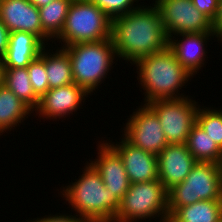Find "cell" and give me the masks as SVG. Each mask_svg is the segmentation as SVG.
<instances>
[{
	"mask_svg": "<svg viewBox=\"0 0 222 222\" xmlns=\"http://www.w3.org/2000/svg\"><path fill=\"white\" fill-rule=\"evenodd\" d=\"M144 4L147 3L143 1L137 9L112 19L113 46L119 62H127L126 66L168 47L159 10L153 3Z\"/></svg>",
	"mask_w": 222,
	"mask_h": 222,
	"instance_id": "obj_1",
	"label": "cell"
},
{
	"mask_svg": "<svg viewBox=\"0 0 222 222\" xmlns=\"http://www.w3.org/2000/svg\"><path fill=\"white\" fill-rule=\"evenodd\" d=\"M81 168L80 176L60 187V197L85 222H113L120 203L105 187L100 173L88 162ZM82 173V174H81Z\"/></svg>",
	"mask_w": 222,
	"mask_h": 222,
	"instance_id": "obj_2",
	"label": "cell"
},
{
	"mask_svg": "<svg viewBox=\"0 0 222 222\" xmlns=\"http://www.w3.org/2000/svg\"><path fill=\"white\" fill-rule=\"evenodd\" d=\"M132 65L136 67V78L139 88L141 87L139 90L144 95V101L141 103L148 104L159 99H179L189 96L182 92L184 91L182 88H186L194 76L177 61L169 47L140 57Z\"/></svg>",
	"mask_w": 222,
	"mask_h": 222,
	"instance_id": "obj_3",
	"label": "cell"
},
{
	"mask_svg": "<svg viewBox=\"0 0 222 222\" xmlns=\"http://www.w3.org/2000/svg\"><path fill=\"white\" fill-rule=\"evenodd\" d=\"M63 48L72 64L74 83L83 87L91 97L101 88L102 83H106L104 81L109 78L111 69L118 65L119 59L111 38L98 42L75 43Z\"/></svg>",
	"mask_w": 222,
	"mask_h": 222,
	"instance_id": "obj_4",
	"label": "cell"
},
{
	"mask_svg": "<svg viewBox=\"0 0 222 222\" xmlns=\"http://www.w3.org/2000/svg\"><path fill=\"white\" fill-rule=\"evenodd\" d=\"M112 19L90 0H73L61 34L53 41L64 47L111 38ZM59 42V44H56ZM61 43V44H60Z\"/></svg>",
	"mask_w": 222,
	"mask_h": 222,
	"instance_id": "obj_5",
	"label": "cell"
},
{
	"mask_svg": "<svg viewBox=\"0 0 222 222\" xmlns=\"http://www.w3.org/2000/svg\"><path fill=\"white\" fill-rule=\"evenodd\" d=\"M152 219L168 222L167 189L159 179L130 184L113 222H153Z\"/></svg>",
	"mask_w": 222,
	"mask_h": 222,
	"instance_id": "obj_6",
	"label": "cell"
},
{
	"mask_svg": "<svg viewBox=\"0 0 222 222\" xmlns=\"http://www.w3.org/2000/svg\"><path fill=\"white\" fill-rule=\"evenodd\" d=\"M169 217L179 208L200 200H222V168L213 162H200L183 182L167 190Z\"/></svg>",
	"mask_w": 222,
	"mask_h": 222,
	"instance_id": "obj_7",
	"label": "cell"
},
{
	"mask_svg": "<svg viewBox=\"0 0 222 222\" xmlns=\"http://www.w3.org/2000/svg\"><path fill=\"white\" fill-rule=\"evenodd\" d=\"M193 95L179 99H159L148 103L156 112L168 144H184L196 123L200 104Z\"/></svg>",
	"mask_w": 222,
	"mask_h": 222,
	"instance_id": "obj_8",
	"label": "cell"
},
{
	"mask_svg": "<svg viewBox=\"0 0 222 222\" xmlns=\"http://www.w3.org/2000/svg\"><path fill=\"white\" fill-rule=\"evenodd\" d=\"M136 107L123 123L120 135L134 146L157 156L168 145L159 117L148 104L141 103Z\"/></svg>",
	"mask_w": 222,
	"mask_h": 222,
	"instance_id": "obj_9",
	"label": "cell"
},
{
	"mask_svg": "<svg viewBox=\"0 0 222 222\" xmlns=\"http://www.w3.org/2000/svg\"><path fill=\"white\" fill-rule=\"evenodd\" d=\"M159 10L168 36L179 33L213 32L212 22L192 3V0H153Z\"/></svg>",
	"mask_w": 222,
	"mask_h": 222,
	"instance_id": "obj_10",
	"label": "cell"
},
{
	"mask_svg": "<svg viewBox=\"0 0 222 222\" xmlns=\"http://www.w3.org/2000/svg\"><path fill=\"white\" fill-rule=\"evenodd\" d=\"M89 95L83 87L75 83L49 89L40 97L33 117L50 121L53 119L55 122L61 119L63 122L67 117L76 115L78 109H83L81 106L86 105L84 102L90 98Z\"/></svg>",
	"mask_w": 222,
	"mask_h": 222,
	"instance_id": "obj_11",
	"label": "cell"
},
{
	"mask_svg": "<svg viewBox=\"0 0 222 222\" xmlns=\"http://www.w3.org/2000/svg\"><path fill=\"white\" fill-rule=\"evenodd\" d=\"M214 38L217 39L214 32L179 33L169 37L168 47L177 61L196 78L195 75L203 67L206 68V61L209 60L208 42Z\"/></svg>",
	"mask_w": 222,
	"mask_h": 222,
	"instance_id": "obj_12",
	"label": "cell"
},
{
	"mask_svg": "<svg viewBox=\"0 0 222 222\" xmlns=\"http://www.w3.org/2000/svg\"><path fill=\"white\" fill-rule=\"evenodd\" d=\"M101 137L96 145L95 159L89 158V162L100 173L106 188L113 193V196L120 203L125 193L128 191L130 181L126 173L124 163L119 154Z\"/></svg>",
	"mask_w": 222,
	"mask_h": 222,
	"instance_id": "obj_13",
	"label": "cell"
},
{
	"mask_svg": "<svg viewBox=\"0 0 222 222\" xmlns=\"http://www.w3.org/2000/svg\"><path fill=\"white\" fill-rule=\"evenodd\" d=\"M0 20L10 33H32L45 45L53 44V40L43 31L39 8L29 0H0Z\"/></svg>",
	"mask_w": 222,
	"mask_h": 222,
	"instance_id": "obj_14",
	"label": "cell"
},
{
	"mask_svg": "<svg viewBox=\"0 0 222 222\" xmlns=\"http://www.w3.org/2000/svg\"><path fill=\"white\" fill-rule=\"evenodd\" d=\"M119 138V142L108 137L104 140L122 158L130 184L158 179V157L129 143L122 135Z\"/></svg>",
	"mask_w": 222,
	"mask_h": 222,
	"instance_id": "obj_15",
	"label": "cell"
},
{
	"mask_svg": "<svg viewBox=\"0 0 222 222\" xmlns=\"http://www.w3.org/2000/svg\"><path fill=\"white\" fill-rule=\"evenodd\" d=\"M158 179L168 190L183 182L197 160L186 144H168L158 155Z\"/></svg>",
	"mask_w": 222,
	"mask_h": 222,
	"instance_id": "obj_16",
	"label": "cell"
},
{
	"mask_svg": "<svg viewBox=\"0 0 222 222\" xmlns=\"http://www.w3.org/2000/svg\"><path fill=\"white\" fill-rule=\"evenodd\" d=\"M46 45L34 34L11 32L6 54L2 59L3 68H25L40 56Z\"/></svg>",
	"mask_w": 222,
	"mask_h": 222,
	"instance_id": "obj_17",
	"label": "cell"
},
{
	"mask_svg": "<svg viewBox=\"0 0 222 222\" xmlns=\"http://www.w3.org/2000/svg\"><path fill=\"white\" fill-rule=\"evenodd\" d=\"M33 111L24 104L11 90L0 85V137L11 131L25 126V120L33 117ZM6 132V133H5ZM2 135V136H1Z\"/></svg>",
	"mask_w": 222,
	"mask_h": 222,
	"instance_id": "obj_18",
	"label": "cell"
},
{
	"mask_svg": "<svg viewBox=\"0 0 222 222\" xmlns=\"http://www.w3.org/2000/svg\"><path fill=\"white\" fill-rule=\"evenodd\" d=\"M55 49L56 51H54ZM45 69L49 89L74 83L72 64L67 51L63 47L53 44L45 46Z\"/></svg>",
	"mask_w": 222,
	"mask_h": 222,
	"instance_id": "obj_19",
	"label": "cell"
},
{
	"mask_svg": "<svg viewBox=\"0 0 222 222\" xmlns=\"http://www.w3.org/2000/svg\"><path fill=\"white\" fill-rule=\"evenodd\" d=\"M168 222H222V200H200L179 207Z\"/></svg>",
	"mask_w": 222,
	"mask_h": 222,
	"instance_id": "obj_20",
	"label": "cell"
},
{
	"mask_svg": "<svg viewBox=\"0 0 222 222\" xmlns=\"http://www.w3.org/2000/svg\"><path fill=\"white\" fill-rule=\"evenodd\" d=\"M3 85L34 112L40 97L33 90L27 67L3 68Z\"/></svg>",
	"mask_w": 222,
	"mask_h": 222,
	"instance_id": "obj_21",
	"label": "cell"
},
{
	"mask_svg": "<svg viewBox=\"0 0 222 222\" xmlns=\"http://www.w3.org/2000/svg\"><path fill=\"white\" fill-rule=\"evenodd\" d=\"M185 144L197 161L220 164L222 149L197 122L192 126Z\"/></svg>",
	"mask_w": 222,
	"mask_h": 222,
	"instance_id": "obj_22",
	"label": "cell"
},
{
	"mask_svg": "<svg viewBox=\"0 0 222 222\" xmlns=\"http://www.w3.org/2000/svg\"><path fill=\"white\" fill-rule=\"evenodd\" d=\"M73 0H52L39 8L43 31L54 41L62 31L69 6Z\"/></svg>",
	"mask_w": 222,
	"mask_h": 222,
	"instance_id": "obj_23",
	"label": "cell"
},
{
	"mask_svg": "<svg viewBox=\"0 0 222 222\" xmlns=\"http://www.w3.org/2000/svg\"><path fill=\"white\" fill-rule=\"evenodd\" d=\"M213 106H199L196 122L222 149V109Z\"/></svg>",
	"mask_w": 222,
	"mask_h": 222,
	"instance_id": "obj_24",
	"label": "cell"
},
{
	"mask_svg": "<svg viewBox=\"0 0 222 222\" xmlns=\"http://www.w3.org/2000/svg\"><path fill=\"white\" fill-rule=\"evenodd\" d=\"M27 70L34 92L41 97L49 90L45 69V47L42 49L40 56L29 64Z\"/></svg>",
	"mask_w": 222,
	"mask_h": 222,
	"instance_id": "obj_25",
	"label": "cell"
},
{
	"mask_svg": "<svg viewBox=\"0 0 222 222\" xmlns=\"http://www.w3.org/2000/svg\"><path fill=\"white\" fill-rule=\"evenodd\" d=\"M90 1L96 6H98L100 9H102L111 19H114L115 17L133 11L141 5L140 3H143L141 2L142 0H90Z\"/></svg>",
	"mask_w": 222,
	"mask_h": 222,
	"instance_id": "obj_26",
	"label": "cell"
},
{
	"mask_svg": "<svg viewBox=\"0 0 222 222\" xmlns=\"http://www.w3.org/2000/svg\"><path fill=\"white\" fill-rule=\"evenodd\" d=\"M65 212V213H63ZM62 213H55V215H53L52 212L49 213V215H44L43 217H37V218H31V220L28 219L26 220L27 222H85L80 216L76 215L75 213L72 212L70 213V211L66 213V211L64 210ZM69 213V214H68ZM25 221V222H26Z\"/></svg>",
	"mask_w": 222,
	"mask_h": 222,
	"instance_id": "obj_27",
	"label": "cell"
},
{
	"mask_svg": "<svg viewBox=\"0 0 222 222\" xmlns=\"http://www.w3.org/2000/svg\"><path fill=\"white\" fill-rule=\"evenodd\" d=\"M220 0H192L193 5L211 22L214 20Z\"/></svg>",
	"mask_w": 222,
	"mask_h": 222,
	"instance_id": "obj_28",
	"label": "cell"
},
{
	"mask_svg": "<svg viewBox=\"0 0 222 222\" xmlns=\"http://www.w3.org/2000/svg\"><path fill=\"white\" fill-rule=\"evenodd\" d=\"M10 31L5 24L0 20V59L2 60L6 54L9 43Z\"/></svg>",
	"mask_w": 222,
	"mask_h": 222,
	"instance_id": "obj_29",
	"label": "cell"
},
{
	"mask_svg": "<svg viewBox=\"0 0 222 222\" xmlns=\"http://www.w3.org/2000/svg\"><path fill=\"white\" fill-rule=\"evenodd\" d=\"M212 31L218 37L222 33V0L219 2L217 14L212 21Z\"/></svg>",
	"mask_w": 222,
	"mask_h": 222,
	"instance_id": "obj_30",
	"label": "cell"
},
{
	"mask_svg": "<svg viewBox=\"0 0 222 222\" xmlns=\"http://www.w3.org/2000/svg\"><path fill=\"white\" fill-rule=\"evenodd\" d=\"M33 5L37 8H41L47 4H49L52 0H29Z\"/></svg>",
	"mask_w": 222,
	"mask_h": 222,
	"instance_id": "obj_31",
	"label": "cell"
},
{
	"mask_svg": "<svg viewBox=\"0 0 222 222\" xmlns=\"http://www.w3.org/2000/svg\"><path fill=\"white\" fill-rule=\"evenodd\" d=\"M3 84V63L2 60L0 59V85Z\"/></svg>",
	"mask_w": 222,
	"mask_h": 222,
	"instance_id": "obj_32",
	"label": "cell"
},
{
	"mask_svg": "<svg viewBox=\"0 0 222 222\" xmlns=\"http://www.w3.org/2000/svg\"><path fill=\"white\" fill-rule=\"evenodd\" d=\"M217 42L222 45V33L217 37Z\"/></svg>",
	"mask_w": 222,
	"mask_h": 222,
	"instance_id": "obj_33",
	"label": "cell"
},
{
	"mask_svg": "<svg viewBox=\"0 0 222 222\" xmlns=\"http://www.w3.org/2000/svg\"><path fill=\"white\" fill-rule=\"evenodd\" d=\"M220 166H221V168H222V156H221V160H220Z\"/></svg>",
	"mask_w": 222,
	"mask_h": 222,
	"instance_id": "obj_34",
	"label": "cell"
}]
</instances>
